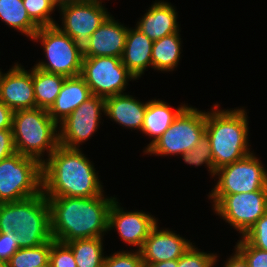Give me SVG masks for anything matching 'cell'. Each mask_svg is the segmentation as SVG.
<instances>
[{"instance_id": "cell-43", "label": "cell", "mask_w": 267, "mask_h": 267, "mask_svg": "<svg viewBox=\"0 0 267 267\" xmlns=\"http://www.w3.org/2000/svg\"><path fill=\"white\" fill-rule=\"evenodd\" d=\"M39 267H51V264H50V262L48 261L47 263H45L44 265L39 266Z\"/></svg>"}, {"instance_id": "cell-40", "label": "cell", "mask_w": 267, "mask_h": 267, "mask_svg": "<svg viewBox=\"0 0 267 267\" xmlns=\"http://www.w3.org/2000/svg\"><path fill=\"white\" fill-rule=\"evenodd\" d=\"M82 0H55V9H59L62 6L73 4Z\"/></svg>"}, {"instance_id": "cell-17", "label": "cell", "mask_w": 267, "mask_h": 267, "mask_svg": "<svg viewBox=\"0 0 267 267\" xmlns=\"http://www.w3.org/2000/svg\"><path fill=\"white\" fill-rule=\"evenodd\" d=\"M119 22L110 14L89 37L83 48V57L121 58L129 26Z\"/></svg>"}, {"instance_id": "cell-9", "label": "cell", "mask_w": 267, "mask_h": 267, "mask_svg": "<svg viewBox=\"0 0 267 267\" xmlns=\"http://www.w3.org/2000/svg\"><path fill=\"white\" fill-rule=\"evenodd\" d=\"M207 196L213 213L238 231L239 237L244 236L267 211V188L250 193Z\"/></svg>"}, {"instance_id": "cell-11", "label": "cell", "mask_w": 267, "mask_h": 267, "mask_svg": "<svg viewBox=\"0 0 267 267\" xmlns=\"http://www.w3.org/2000/svg\"><path fill=\"white\" fill-rule=\"evenodd\" d=\"M80 76L92 95L104 99L125 94L128 82L137 80L118 57H83Z\"/></svg>"}, {"instance_id": "cell-27", "label": "cell", "mask_w": 267, "mask_h": 267, "mask_svg": "<svg viewBox=\"0 0 267 267\" xmlns=\"http://www.w3.org/2000/svg\"><path fill=\"white\" fill-rule=\"evenodd\" d=\"M54 239L35 247L19 248L7 262V267H39L49 261Z\"/></svg>"}, {"instance_id": "cell-34", "label": "cell", "mask_w": 267, "mask_h": 267, "mask_svg": "<svg viewBox=\"0 0 267 267\" xmlns=\"http://www.w3.org/2000/svg\"><path fill=\"white\" fill-rule=\"evenodd\" d=\"M243 237L253 247L267 251V211Z\"/></svg>"}, {"instance_id": "cell-25", "label": "cell", "mask_w": 267, "mask_h": 267, "mask_svg": "<svg viewBox=\"0 0 267 267\" xmlns=\"http://www.w3.org/2000/svg\"><path fill=\"white\" fill-rule=\"evenodd\" d=\"M0 20L29 40L39 29L30 19L22 0H0Z\"/></svg>"}, {"instance_id": "cell-44", "label": "cell", "mask_w": 267, "mask_h": 267, "mask_svg": "<svg viewBox=\"0 0 267 267\" xmlns=\"http://www.w3.org/2000/svg\"><path fill=\"white\" fill-rule=\"evenodd\" d=\"M99 2H101V3H105V1L104 0H98Z\"/></svg>"}, {"instance_id": "cell-14", "label": "cell", "mask_w": 267, "mask_h": 267, "mask_svg": "<svg viewBox=\"0 0 267 267\" xmlns=\"http://www.w3.org/2000/svg\"><path fill=\"white\" fill-rule=\"evenodd\" d=\"M158 218L143 210H125L117 197L109 210L108 232L116 230L124 244L140 250Z\"/></svg>"}, {"instance_id": "cell-31", "label": "cell", "mask_w": 267, "mask_h": 267, "mask_svg": "<svg viewBox=\"0 0 267 267\" xmlns=\"http://www.w3.org/2000/svg\"><path fill=\"white\" fill-rule=\"evenodd\" d=\"M103 267H145V265L139 250L120 249L105 256Z\"/></svg>"}, {"instance_id": "cell-10", "label": "cell", "mask_w": 267, "mask_h": 267, "mask_svg": "<svg viewBox=\"0 0 267 267\" xmlns=\"http://www.w3.org/2000/svg\"><path fill=\"white\" fill-rule=\"evenodd\" d=\"M253 152L245 158L218 168L216 185L208 195L250 193L267 188V169Z\"/></svg>"}, {"instance_id": "cell-15", "label": "cell", "mask_w": 267, "mask_h": 267, "mask_svg": "<svg viewBox=\"0 0 267 267\" xmlns=\"http://www.w3.org/2000/svg\"><path fill=\"white\" fill-rule=\"evenodd\" d=\"M25 68L15 62L8 71L0 72V100L13 112L36 108L32 68Z\"/></svg>"}, {"instance_id": "cell-8", "label": "cell", "mask_w": 267, "mask_h": 267, "mask_svg": "<svg viewBox=\"0 0 267 267\" xmlns=\"http://www.w3.org/2000/svg\"><path fill=\"white\" fill-rule=\"evenodd\" d=\"M206 131V111L188 105L171 126L144 152L160 157L190 151Z\"/></svg>"}, {"instance_id": "cell-5", "label": "cell", "mask_w": 267, "mask_h": 267, "mask_svg": "<svg viewBox=\"0 0 267 267\" xmlns=\"http://www.w3.org/2000/svg\"><path fill=\"white\" fill-rule=\"evenodd\" d=\"M12 134L16 152L41 164L59 145L58 124L42 108L14 111Z\"/></svg>"}, {"instance_id": "cell-3", "label": "cell", "mask_w": 267, "mask_h": 267, "mask_svg": "<svg viewBox=\"0 0 267 267\" xmlns=\"http://www.w3.org/2000/svg\"><path fill=\"white\" fill-rule=\"evenodd\" d=\"M206 112V131L214 169L239 161L254 152L249 144V121L244 107L222 109L215 103ZM251 148V149H250Z\"/></svg>"}, {"instance_id": "cell-41", "label": "cell", "mask_w": 267, "mask_h": 267, "mask_svg": "<svg viewBox=\"0 0 267 267\" xmlns=\"http://www.w3.org/2000/svg\"><path fill=\"white\" fill-rule=\"evenodd\" d=\"M0 267H7V263L0 259Z\"/></svg>"}, {"instance_id": "cell-7", "label": "cell", "mask_w": 267, "mask_h": 267, "mask_svg": "<svg viewBox=\"0 0 267 267\" xmlns=\"http://www.w3.org/2000/svg\"><path fill=\"white\" fill-rule=\"evenodd\" d=\"M42 164L16 152L0 161V203L20 201L42 192Z\"/></svg>"}, {"instance_id": "cell-2", "label": "cell", "mask_w": 267, "mask_h": 267, "mask_svg": "<svg viewBox=\"0 0 267 267\" xmlns=\"http://www.w3.org/2000/svg\"><path fill=\"white\" fill-rule=\"evenodd\" d=\"M81 149L61 146L42 164V191L46 197H93L105 190L94 162Z\"/></svg>"}, {"instance_id": "cell-12", "label": "cell", "mask_w": 267, "mask_h": 267, "mask_svg": "<svg viewBox=\"0 0 267 267\" xmlns=\"http://www.w3.org/2000/svg\"><path fill=\"white\" fill-rule=\"evenodd\" d=\"M102 114L105 115V99L92 95L58 125L59 144L82 149L80 145L91 139L104 121Z\"/></svg>"}, {"instance_id": "cell-19", "label": "cell", "mask_w": 267, "mask_h": 267, "mask_svg": "<svg viewBox=\"0 0 267 267\" xmlns=\"http://www.w3.org/2000/svg\"><path fill=\"white\" fill-rule=\"evenodd\" d=\"M127 92L105 99V115L112 122L124 127L140 131L143 126L147 102H142Z\"/></svg>"}, {"instance_id": "cell-23", "label": "cell", "mask_w": 267, "mask_h": 267, "mask_svg": "<svg viewBox=\"0 0 267 267\" xmlns=\"http://www.w3.org/2000/svg\"><path fill=\"white\" fill-rule=\"evenodd\" d=\"M180 32L181 30L153 42L152 69L163 73L177 69L178 65H180L183 50Z\"/></svg>"}, {"instance_id": "cell-38", "label": "cell", "mask_w": 267, "mask_h": 267, "mask_svg": "<svg viewBox=\"0 0 267 267\" xmlns=\"http://www.w3.org/2000/svg\"><path fill=\"white\" fill-rule=\"evenodd\" d=\"M225 262V263H224ZM223 262V267H248L244 257L234 248V253Z\"/></svg>"}, {"instance_id": "cell-36", "label": "cell", "mask_w": 267, "mask_h": 267, "mask_svg": "<svg viewBox=\"0 0 267 267\" xmlns=\"http://www.w3.org/2000/svg\"><path fill=\"white\" fill-rule=\"evenodd\" d=\"M16 153L12 129H0V161Z\"/></svg>"}, {"instance_id": "cell-28", "label": "cell", "mask_w": 267, "mask_h": 267, "mask_svg": "<svg viewBox=\"0 0 267 267\" xmlns=\"http://www.w3.org/2000/svg\"><path fill=\"white\" fill-rule=\"evenodd\" d=\"M185 164L200 167L206 166L210 178L215 179L216 170L213 165V155L207 134H203L196 145L187 153L180 155ZM205 164V165H204Z\"/></svg>"}, {"instance_id": "cell-18", "label": "cell", "mask_w": 267, "mask_h": 267, "mask_svg": "<svg viewBox=\"0 0 267 267\" xmlns=\"http://www.w3.org/2000/svg\"><path fill=\"white\" fill-rule=\"evenodd\" d=\"M175 7L171 2L155 0L143 16L138 18L135 27L153 41L177 33L180 25Z\"/></svg>"}, {"instance_id": "cell-4", "label": "cell", "mask_w": 267, "mask_h": 267, "mask_svg": "<svg viewBox=\"0 0 267 267\" xmlns=\"http://www.w3.org/2000/svg\"><path fill=\"white\" fill-rule=\"evenodd\" d=\"M0 232H14L19 248L50 241V208L43 191L20 201L0 203Z\"/></svg>"}, {"instance_id": "cell-33", "label": "cell", "mask_w": 267, "mask_h": 267, "mask_svg": "<svg viewBox=\"0 0 267 267\" xmlns=\"http://www.w3.org/2000/svg\"><path fill=\"white\" fill-rule=\"evenodd\" d=\"M49 262L51 267H77L71 248L56 240L51 245Z\"/></svg>"}, {"instance_id": "cell-24", "label": "cell", "mask_w": 267, "mask_h": 267, "mask_svg": "<svg viewBox=\"0 0 267 267\" xmlns=\"http://www.w3.org/2000/svg\"><path fill=\"white\" fill-rule=\"evenodd\" d=\"M36 108L48 110L57 98L67 77L32 67Z\"/></svg>"}, {"instance_id": "cell-39", "label": "cell", "mask_w": 267, "mask_h": 267, "mask_svg": "<svg viewBox=\"0 0 267 267\" xmlns=\"http://www.w3.org/2000/svg\"><path fill=\"white\" fill-rule=\"evenodd\" d=\"M145 267H178V260H168L153 264H144Z\"/></svg>"}, {"instance_id": "cell-21", "label": "cell", "mask_w": 267, "mask_h": 267, "mask_svg": "<svg viewBox=\"0 0 267 267\" xmlns=\"http://www.w3.org/2000/svg\"><path fill=\"white\" fill-rule=\"evenodd\" d=\"M187 106L188 104L181 103L174 109L172 105L160 100V98L147 101L141 133L148 136L151 141L146 145L147 147H144L143 153L171 126Z\"/></svg>"}, {"instance_id": "cell-42", "label": "cell", "mask_w": 267, "mask_h": 267, "mask_svg": "<svg viewBox=\"0 0 267 267\" xmlns=\"http://www.w3.org/2000/svg\"><path fill=\"white\" fill-rule=\"evenodd\" d=\"M48 1L55 8V0H45Z\"/></svg>"}, {"instance_id": "cell-29", "label": "cell", "mask_w": 267, "mask_h": 267, "mask_svg": "<svg viewBox=\"0 0 267 267\" xmlns=\"http://www.w3.org/2000/svg\"><path fill=\"white\" fill-rule=\"evenodd\" d=\"M30 19L40 28L55 25L52 13L56 10L45 0H22ZM55 19V20H54Z\"/></svg>"}, {"instance_id": "cell-6", "label": "cell", "mask_w": 267, "mask_h": 267, "mask_svg": "<svg viewBox=\"0 0 267 267\" xmlns=\"http://www.w3.org/2000/svg\"><path fill=\"white\" fill-rule=\"evenodd\" d=\"M30 41L39 42L46 58L36 68L65 77L81 75L83 49L57 26L40 27Z\"/></svg>"}, {"instance_id": "cell-37", "label": "cell", "mask_w": 267, "mask_h": 267, "mask_svg": "<svg viewBox=\"0 0 267 267\" xmlns=\"http://www.w3.org/2000/svg\"><path fill=\"white\" fill-rule=\"evenodd\" d=\"M13 111L0 100V129H12Z\"/></svg>"}, {"instance_id": "cell-20", "label": "cell", "mask_w": 267, "mask_h": 267, "mask_svg": "<svg viewBox=\"0 0 267 267\" xmlns=\"http://www.w3.org/2000/svg\"><path fill=\"white\" fill-rule=\"evenodd\" d=\"M153 42L136 27L128 28L121 61L137 80L152 68Z\"/></svg>"}, {"instance_id": "cell-13", "label": "cell", "mask_w": 267, "mask_h": 267, "mask_svg": "<svg viewBox=\"0 0 267 267\" xmlns=\"http://www.w3.org/2000/svg\"><path fill=\"white\" fill-rule=\"evenodd\" d=\"M98 0H82L58 9L61 25L55 23L62 32L72 38L82 49L89 37L111 14Z\"/></svg>"}, {"instance_id": "cell-32", "label": "cell", "mask_w": 267, "mask_h": 267, "mask_svg": "<svg viewBox=\"0 0 267 267\" xmlns=\"http://www.w3.org/2000/svg\"><path fill=\"white\" fill-rule=\"evenodd\" d=\"M234 248L244 257L248 267H267V251L253 247L243 236Z\"/></svg>"}, {"instance_id": "cell-35", "label": "cell", "mask_w": 267, "mask_h": 267, "mask_svg": "<svg viewBox=\"0 0 267 267\" xmlns=\"http://www.w3.org/2000/svg\"><path fill=\"white\" fill-rule=\"evenodd\" d=\"M19 249L17 244V236L13 233L0 232V259L6 263L10 257Z\"/></svg>"}, {"instance_id": "cell-1", "label": "cell", "mask_w": 267, "mask_h": 267, "mask_svg": "<svg viewBox=\"0 0 267 267\" xmlns=\"http://www.w3.org/2000/svg\"><path fill=\"white\" fill-rule=\"evenodd\" d=\"M105 193L93 197H47L52 238L63 243L104 238L109 233V210L116 198Z\"/></svg>"}, {"instance_id": "cell-16", "label": "cell", "mask_w": 267, "mask_h": 267, "mask_svg": "<svg viewBox=\"0 0 267 267\" xmlns=\"http://www.w3.org/2000/svg\"><path fill=\"white\" fill-rule=\"evenodd\" d=\"M158 224L151 229L139 250L144 264L178 260L194 244L172 229H161Z\"/></svg>"}, {"instance_id": "cell-26", "label": "cell", "mask_w": 267, "mask_h": 267, "mask_svg": "<svg viewBox=\"0 0 267 267\" xmlns=\"http://www.w3.org/2000/svg\"><path fill=\"white\" fill-rule=\"evenodd\" d=\"M104 239L93 237L76 239L66 243L73 252L77 267H103L106 256Z\"/></svg>"}, {"instance_id": "cell-30", "label": "cell", "mask_w": 267, "mask_h": 267, "mask_svg": "<svg viewBox=\"0 0 267 267\" xmlns=\"http://www.w3.org/2000/svg\"><path fill=\"white\" fill-rule=\"evenodd\" d=\"M218 253L204 252L195 243L178 259V267H215L219 263Z\"/></svg>"}, {"instance_id": "cell-22", "label": "cell", "mask_w": 267, "mask_h": 267, "mask_svg": "<svg viewBox=\"0 0 267 267\" xmlns=\"http://www.w3.org/2000/svg\"><path fill=\"white\" fill-rule=\"evenodd\" d=\"M91 96L90 88L81 76L67 77L53 105L47 111L59 125Z\"/></svg>"}]
</instances>
